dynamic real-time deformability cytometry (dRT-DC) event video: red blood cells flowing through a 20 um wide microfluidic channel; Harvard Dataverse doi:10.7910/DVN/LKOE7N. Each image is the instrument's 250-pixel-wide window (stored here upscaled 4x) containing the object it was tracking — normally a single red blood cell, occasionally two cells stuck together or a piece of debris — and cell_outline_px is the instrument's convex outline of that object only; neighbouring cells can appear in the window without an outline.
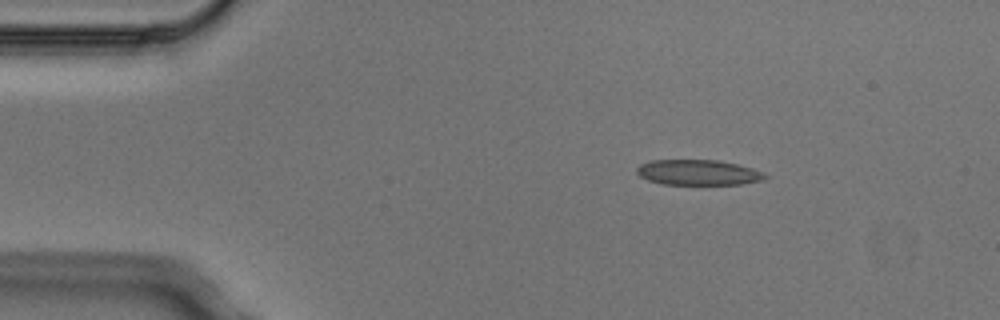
{"species": "Egyptian fruit bat (a non-hibernating species)", "species_latin": "Rousettus aegyptiacus", "temperature_condition": "cold", "stored_images_in_passage": 4, "camera_frame_rate_fps": 3000, "um_per_image_px": 0.085, "animal": {"sex": "male"}, "frame": {"image": 1, "passage_image": 2, "time_ms": 0.333, "image_size_px": [1000, 320], "cell_outline_px": [[768, 176], [764, 180], [740, 184], [664, 184], [648, 180], [640, 176], [636, 172], [636, 168], [640, 164], [652, 160], [716, 160], [736, 164], [752, 168], [764, 172]], "centroid_in_image_um": [59.35, 14.66], "position_along_channel_um": 25.6, "area_um2": 18.9}}
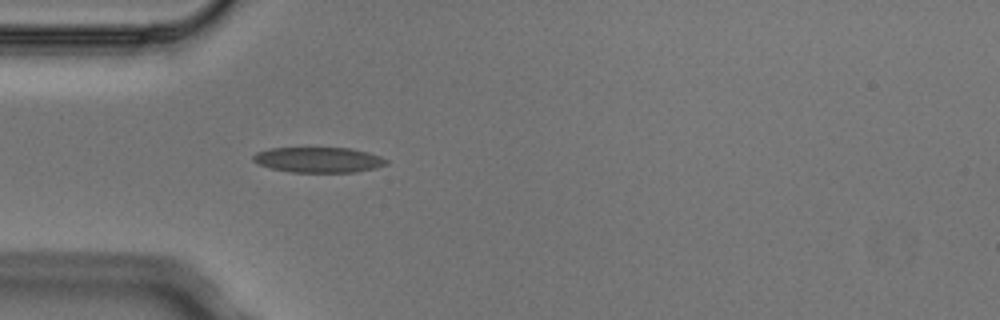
{"frame": {"image": 2, "passage_image": 4, "time_ms": 1.0, "image_size_px": [1000, 320], "cell_outline_px": [[388, 164], [376, 168], [356, 172], [292, 172], [272, 168], [260, 164], [252, 160], [252, 156], [256, 152], [268, 148], [352, 148], [368, 152], [380, 156], [388, 160]], "centroid_in_image_um": [27.1, 13.58], "position_along_channel_um": 57.9, "area_um2": 19.71}}